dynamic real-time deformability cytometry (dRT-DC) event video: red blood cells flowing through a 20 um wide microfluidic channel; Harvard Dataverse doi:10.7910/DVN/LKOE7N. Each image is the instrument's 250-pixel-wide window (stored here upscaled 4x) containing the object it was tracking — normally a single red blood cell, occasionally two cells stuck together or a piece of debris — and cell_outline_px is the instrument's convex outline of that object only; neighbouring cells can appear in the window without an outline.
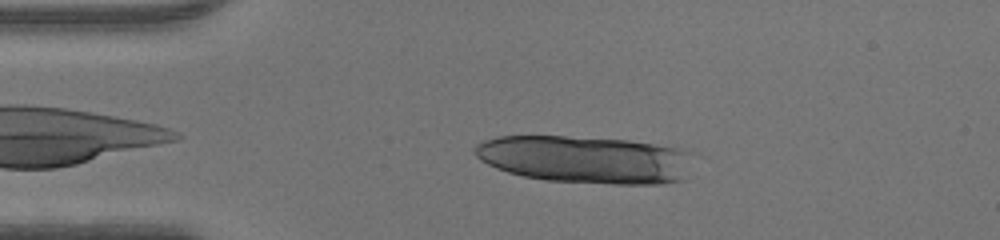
{"species": "human", "species_latin": "Homo sapiens", "temperature_condition": "warm", "stored_images_in_passage": 8, "camera_frame_rate_fps": 3000, "um_per_image_px": 0.085, "donor": {"sex": "male"}, "frame": {"image": 1, "passage_image": 4, "time_ms": 1.0, "image_size_px": [1000, 240], "cell_outline_px": [[692, 152], [684, 180], [660, 184], [612, 184], [544, 180], [524, 176], [508, 172], [496, 168], [480, 160], [476, 156], [476, 144], [484, 140], [500, 136], [564, 136], [628, 140], [676, 148]], "centroid_in_image_um": [49.75, 13.56], "position_along_channel_um": 35.3, "area_um2": 60.34}}